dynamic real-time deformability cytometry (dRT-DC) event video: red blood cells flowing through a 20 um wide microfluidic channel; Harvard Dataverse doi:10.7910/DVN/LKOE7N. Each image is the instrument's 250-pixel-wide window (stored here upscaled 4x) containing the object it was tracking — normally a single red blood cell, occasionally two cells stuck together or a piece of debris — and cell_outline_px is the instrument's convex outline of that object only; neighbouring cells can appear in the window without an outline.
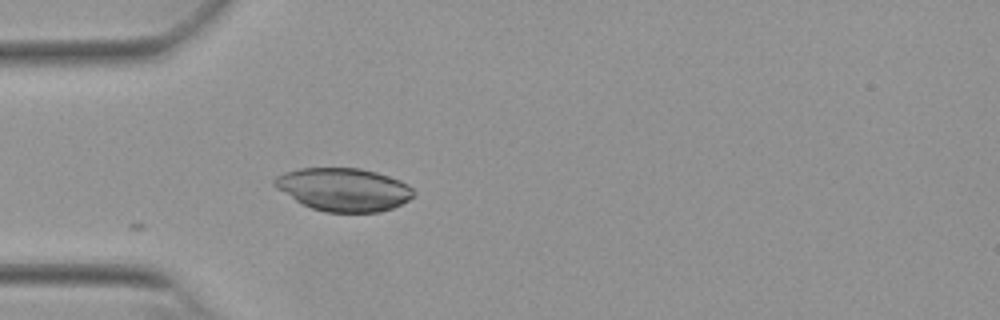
{"species": "Egyptian fruit bat (a non-hibernating species)", "species_latin": "Rousettus aegyptiacus", "temperature_condition": "warm", "stored_images_in_passage": 6, "camera_frame_rate_fps": 3000, "um_per_image_px": 0.085, "animal": {"sex": "female"}, "frame": {"image": 1, "passage_image": 1, "time_ms": 0.0, "image_size_px": [1000, 320], "cell_outline_px": [[416, 192], [408, 200], [392, 208], [380, 212], [324, 212], [300, 204], [276, 188], [272, 184], [272, 180], [276, 176], [284, 172], [300, 168], [360, 168], [376, 172], [400, 180], [408, 184]], "centroid_in_image_um": [29.17, 16.11], "position_along_channel_um": 55.8, "area_um2": 35.08}}
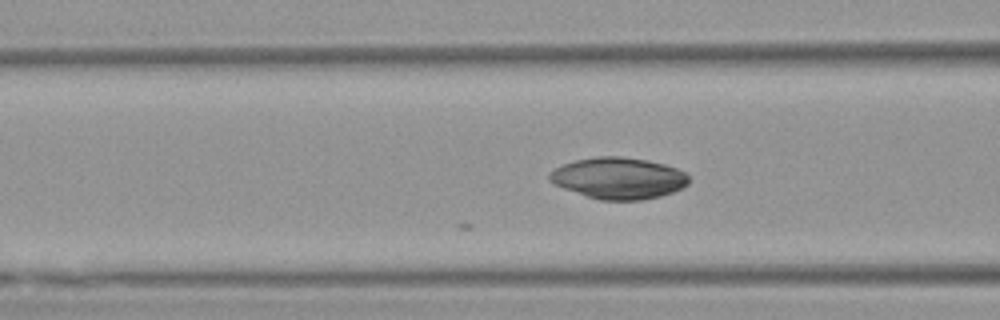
{"frame": {"image": 2, "passage_image": 6, "time_ms": 1.667, "image_size_px": [1000, 320], "cell_outline_px": [[688, 184], [672, 192], [660, 196], [640, 200], [600, 200], [552, 184], [548, 180], [548, 176], [556, 168], [564, 164], [576, 160], [596, 156], [620, 156], [648, 160], [664, 164], [676, 168], [684, 172], [688, 176]], "centroid_in_image_um": [52.57, 15.14], "position_along_channel_um": 114.0, "area_um2": 33.41}}